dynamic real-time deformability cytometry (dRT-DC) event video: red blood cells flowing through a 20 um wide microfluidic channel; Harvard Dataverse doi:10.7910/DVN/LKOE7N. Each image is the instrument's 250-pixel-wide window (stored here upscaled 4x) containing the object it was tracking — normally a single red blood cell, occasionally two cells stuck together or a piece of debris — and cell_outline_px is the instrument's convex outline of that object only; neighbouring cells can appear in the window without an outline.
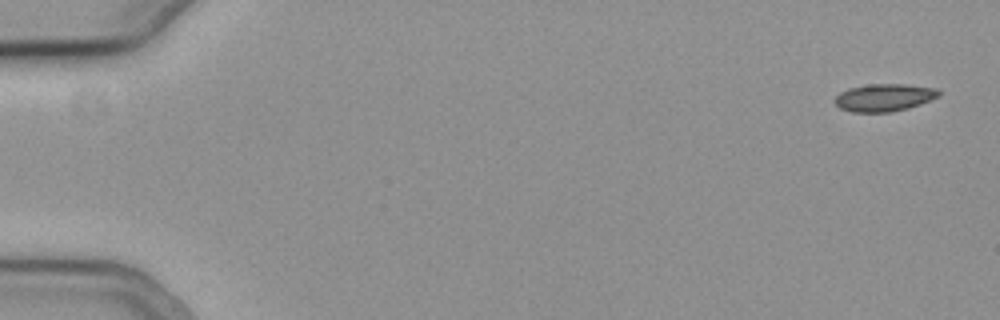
{"species": "common noctule bat (a hibernating species)", "species_latin": "Nyctalus noctula", "temperature_condition": "cold", "stored_images_in_passage": 55, "camera_frame_rate_fps": 3000, "um_per_image_px": 0.085, "animal": {"sex": "female", "body_mass_g": 19.3, "forearm_length_mm": 54.1}, "frame": {"image": 1, "passage_image": 1, "time_ms": 0.0, "image_size_px": [1000, 320], "cell_outline_px": [[940, 96], [920, 104], [908, 108], [892, 112], [852, 112], [840, 108], [836, 104], [836, 96], [840, 92], [848, 88], [868, 84], [904, 84], [936, 88], [940, 92]], "centroid_in_image_um": [75.16, 8.29], "position_along_channel_um": 9.8, "area_um2": 16.65}}
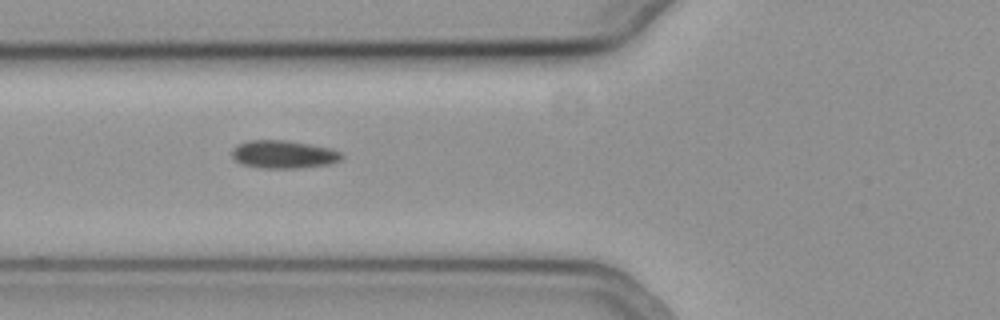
{"frame": {"image": 2, "passage_image": 21, "time_ms": 6.667, "image_size_px": [1000, 320], "cell_outline_px": [[344, 156], [340, 160], [332, 164], [304, 168], [260, 168], [240, 164], [232, 156], [232, 148], [236, 144], [248, 140], [284, 140], [332, 148], [340, 152]], "centroid_in_image_um": [24.1, 13.13], "position_along_channel_um": 101.7, "area_um2": 18.15}}
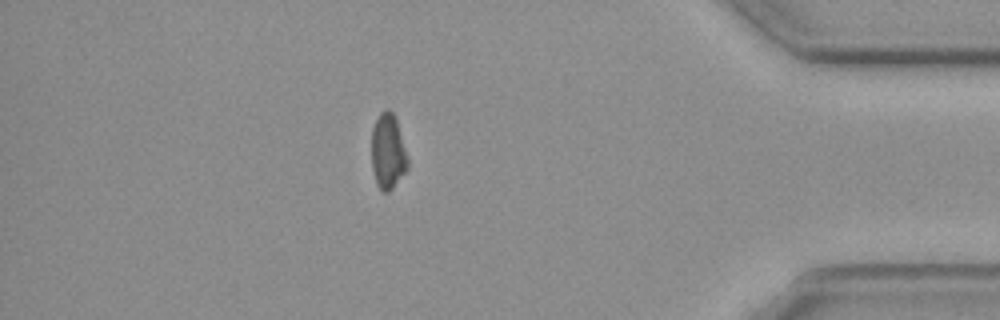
{"frame": {"image": 3, "passage_image": 48, "time_ms": 15.667, "image_size_px": [1000, 320], "cell_outline_px": [[408, 168], [392, 188], [388, 192], [380, 192], [376, 184], [372, 168], [372, 128], [380, 112], [384, 108], [388, 108], [396, 116], [408, 160]], "centroid_in_image_um": [32.96, 12.87], "position_along_channel_um": 402.2, "area_um2": 16.01}, "authors_computed_cell_mechanics": {"area_um2": 16.6464, "velocity_mm_per_s": 3.7652, "shape_relaxation_time_tau1_ms": 5.4852, "shape_relaxation_time_tau2_ms": null, "deformation_change_tau1": 0.1447, "deformation_change_tau2": null}}